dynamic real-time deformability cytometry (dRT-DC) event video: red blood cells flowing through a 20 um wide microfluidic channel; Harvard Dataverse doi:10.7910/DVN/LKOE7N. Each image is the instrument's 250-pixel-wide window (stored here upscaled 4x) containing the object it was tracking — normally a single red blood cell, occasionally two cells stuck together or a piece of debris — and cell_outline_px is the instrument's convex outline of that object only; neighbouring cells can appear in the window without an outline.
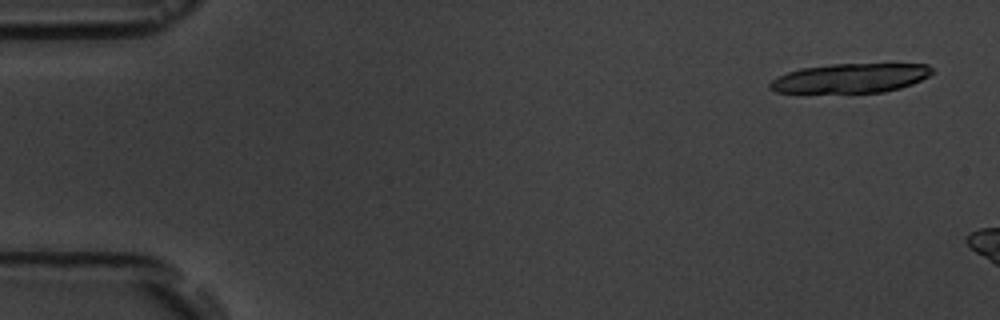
{"species": "common noctule bat (a hibernating species)", "species_latin": "Nyctalus noctula", "temperature_condition": "room temperature", "stored_images_in_passage": 3, "camera_frame_rate_fps": 3000, "um_per_image_px": 0.085, "animal": {"sex": "male", "body_mass_g": 19.5, "forearm_length_mm": 54.6}, "frame": {"image": 1, "passage_image": 1, "time_ms": 0.0, "image_size_px": [1000, 320], "cell_outline_px": [[936, 72], [912, 84], [900, 88], [884, 92], [776, 92], [768, 88], [768, 84], [776, 76], [800, 68], [832, 64], [928, 64]], "centroid_in_image_um": [72.29, 6.63], "position_along_channel_um": 12.7, "area_um2": 27.69}}